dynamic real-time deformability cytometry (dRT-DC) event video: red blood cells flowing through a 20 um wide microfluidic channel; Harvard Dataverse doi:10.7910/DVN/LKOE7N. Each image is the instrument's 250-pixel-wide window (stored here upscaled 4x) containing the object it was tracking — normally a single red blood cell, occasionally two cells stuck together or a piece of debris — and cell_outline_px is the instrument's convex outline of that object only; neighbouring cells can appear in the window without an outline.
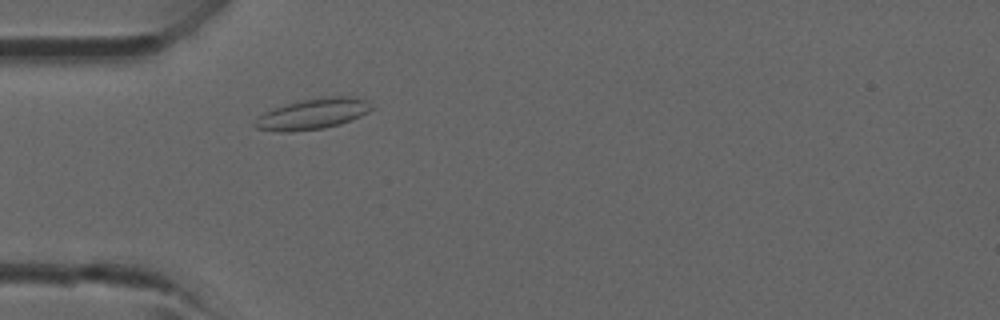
{"species": "common noctule bat (a hibernating species)", "species_latin": "Nyctalus noctula", "temperature_condition": "room temperature", "stored_images_in_passage": 5, "camera_frame_rate_fps": 3000, "um_per_image_px": 0.085, "animal": {"sex": "male", "forearm_length_mm": 52.5}, "frame": {"image": 1, "passage_image": 5, "time_ms": 5.0, "image_size_px": [1000, 320], "cell_outline_px": [[376, 108], [352, 120], [340, 124], [324, 128], [292, 132], [276, 132], [256, 128], [252, 124], [264, 112], [288, 104], [320, 96], [356, 96], [368, 100]], "centroid_in_image_um": [26.66, 9.68], "position_along_channel_um": 58.3, "area_um2": 21.1}}